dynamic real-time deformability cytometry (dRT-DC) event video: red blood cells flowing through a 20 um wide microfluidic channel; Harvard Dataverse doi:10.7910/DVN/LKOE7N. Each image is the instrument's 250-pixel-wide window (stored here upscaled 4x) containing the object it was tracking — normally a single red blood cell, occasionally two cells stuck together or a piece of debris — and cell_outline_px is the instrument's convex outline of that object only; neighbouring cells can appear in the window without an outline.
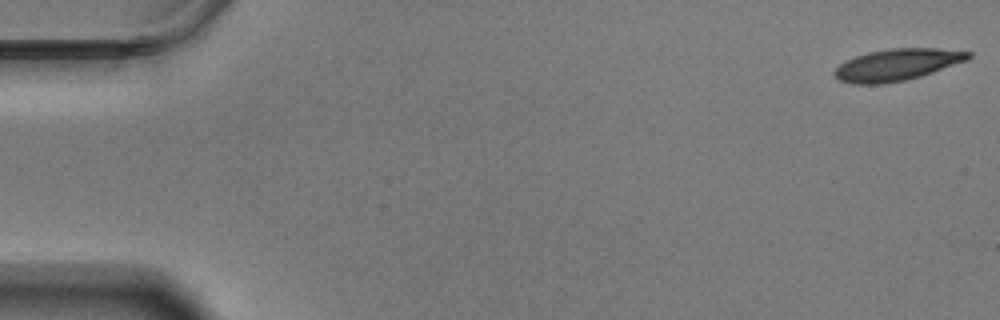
{"species": "Egyptian fruit bat (a non-hibernating species)", "species_latin": "Rousettus aegyptiacus", "temperature_condition": "warm", "stored_images_in_passage": 58, "camera_frame_rate_fps": 3000, "um_per_image_px": 0.085, "animal": {"sex": "male"}, "frame": {"image": 1, "passage_image": 1, "time_ms": 0.0, "image_size_px": [1000, 320], "cell_outline_px": [[972, 56], [968, 60], [920, 76], [904, 80], [884, 84], [852, 84], [840, 80], [832, 72], [840, 64], [856, 56], [868, 52], [892, 48], [936, 48], [972, 52]], "centroid_in_image_um": [76.26, 5.5], "position_along_channel_um": 8.7, "area_um2": 24.57}}
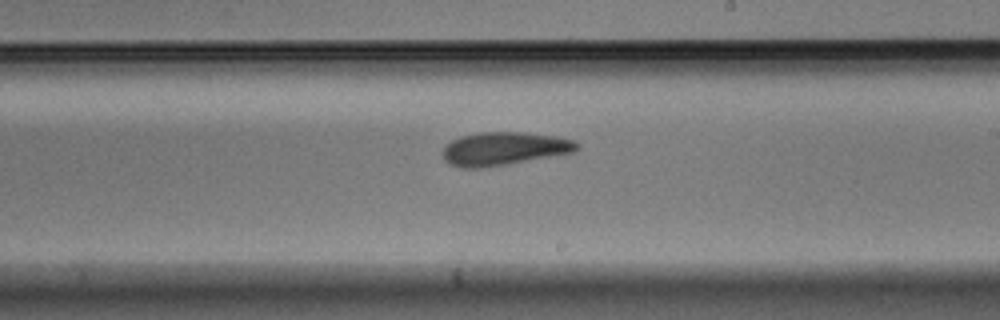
{"frame": {"image": 2, "passage_image": 34, "time_ms": 11.0, "image_size_px": [1000, 320], "cell_outline_px": [[580, 148], [576, 152], [508, 164], [480, 168], [460, 168], [448, 164], [444, 160], [444, 148], [452, 140], [460, 136], [480, 132], [520, 132], [556, 136], [572, 140], [580, 144]], "centroid_in_image_um": [42.86, 12.64], "position_along_channel_um": 246.1, "area_um2": 26.07}}
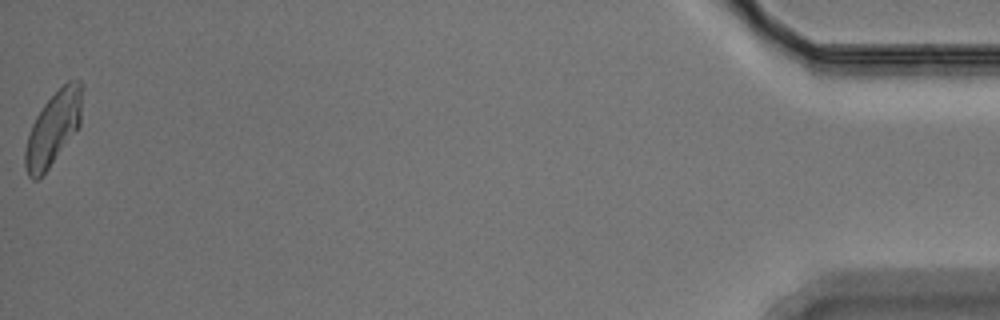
{"frame": {"image": 3, "passage_image": 58, "time_ms": 19.0, "image_size_px": [1000, 320], "cell_outline_px": [[84, 88], [80, 124], [48, 168], [36, 180], [32, 180], [28, 176], [24, 164], [24, 152], [28, 136], [32, 124], [36, 116], [44, 104], [68, 80], [80, 80], [84, 84]], "centroid_in_image_um": [4.54, 10.87], "position_along_channel_um": 430.7, "area_um2": 24.16}, "authors_computed_cell_mechanics": {"area_um2": 25.0563, "velocity_mm_per_s": 3.4888, "shape_relaxation_time_tau1_ms": 9.767, "shape_relaxation_time_tau2_ms": 5.6569, "deformation_change_tau1": 0.217, "deformation_change_tau2": 0.133}}